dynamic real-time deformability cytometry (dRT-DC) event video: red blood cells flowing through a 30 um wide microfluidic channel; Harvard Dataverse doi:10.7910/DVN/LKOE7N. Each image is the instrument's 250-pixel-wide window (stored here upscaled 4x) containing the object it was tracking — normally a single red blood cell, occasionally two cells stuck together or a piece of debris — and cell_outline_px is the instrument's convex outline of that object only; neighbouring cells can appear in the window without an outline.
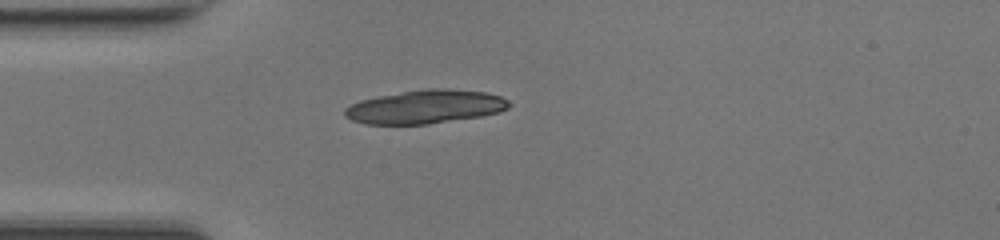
{"species": "common noctule bat (a hibernating species)", "species_latin": "Nyctalus noctula", "temperature_condition": "room temperature", "stored_images_in_passage": 33, "camera_frame_rate_fps": 3000, "um_per_image_px": 0.085, "animal": {"sex": "female", "body_mass_g": 17.0, "forearm_length_mm": 48.0}, "frame": {"image": 1, "passage_image": 1, "time_ms": 0.0, "image_size_px": [1000, 240], "cell_outline_px": [[512, 104], [508, 108], [500, 112], [480, 116], [428, 124], [368, 124], [352, 120], [344, 116], [344, 108], [360, 100], [376, 96], [424, 88], [448, 88], [484, 92], [500, 96], [508, 100]], "centroid_in_image_um": [36.15, 9.07], "position_along_channel_um": 48.8, "area_um2": 32.25}}
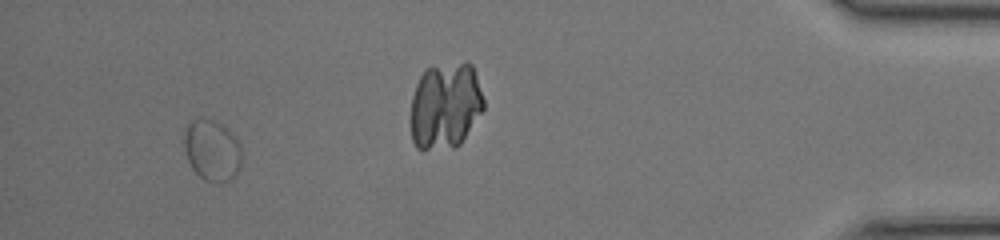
{"frame": {"image": 2, "passage_image": 29, "time_ms": 9.333, "image_size_px": [1000, 240], "cell_outline_px": [[244, 156], [240, 168], [232, 180], [220, 184], [204, 180], [192, 168], [188, 160], [184, 148], [184, 128], [192, 120], [212, 120], [224, 124], [236, 136], [240, 144]], "centroid_in_image_um": [18.08, 12.8], "position_along_channel_um": 417.1, "area_um2": 21.1}}